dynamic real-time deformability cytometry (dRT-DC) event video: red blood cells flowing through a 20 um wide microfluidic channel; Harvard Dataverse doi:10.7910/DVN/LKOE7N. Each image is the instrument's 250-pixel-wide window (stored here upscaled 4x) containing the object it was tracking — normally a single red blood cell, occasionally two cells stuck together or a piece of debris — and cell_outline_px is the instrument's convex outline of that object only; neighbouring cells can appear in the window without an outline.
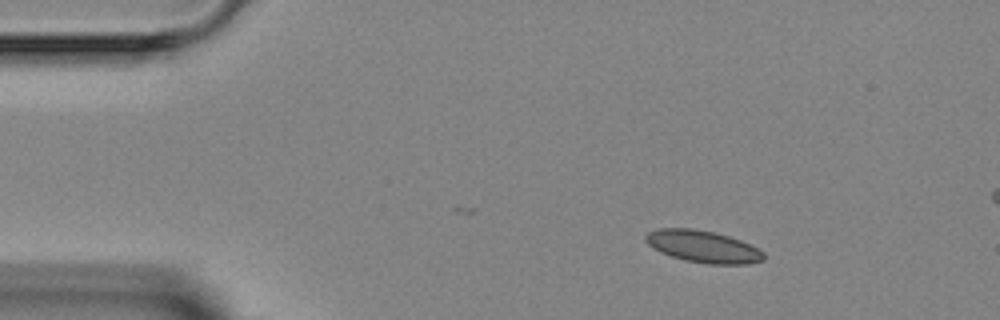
{"species": "Egyptian fruit bat (a non-hibernating species)", "species_latin": "Rousettus aegyptiacus", "temperature_condition": "room temperature", "stored_images_in_passage": 5, "camera_frame_rate_fps": 3000, "um_per_image_px": 0.085, "animal": {"sex": "female"}, "frame": {"image": 1, "passage_image": 2, "time_ms": 1.0, "image_size_px": [1000, 320], "cell_outline_px": [[764, 260], [748, 264], [708, 264], [684, 260], [660, 252], [652, 248], [644, 240], [644, 236], [648, 232], [656, 228], [692, 228], [712, 232], [728, 236], [740, 240], [764, 252]], "centroid_in_image_um": [59.71, 20.95], "position_along_channel_um": 25.3, "area_um2": 22.02}}